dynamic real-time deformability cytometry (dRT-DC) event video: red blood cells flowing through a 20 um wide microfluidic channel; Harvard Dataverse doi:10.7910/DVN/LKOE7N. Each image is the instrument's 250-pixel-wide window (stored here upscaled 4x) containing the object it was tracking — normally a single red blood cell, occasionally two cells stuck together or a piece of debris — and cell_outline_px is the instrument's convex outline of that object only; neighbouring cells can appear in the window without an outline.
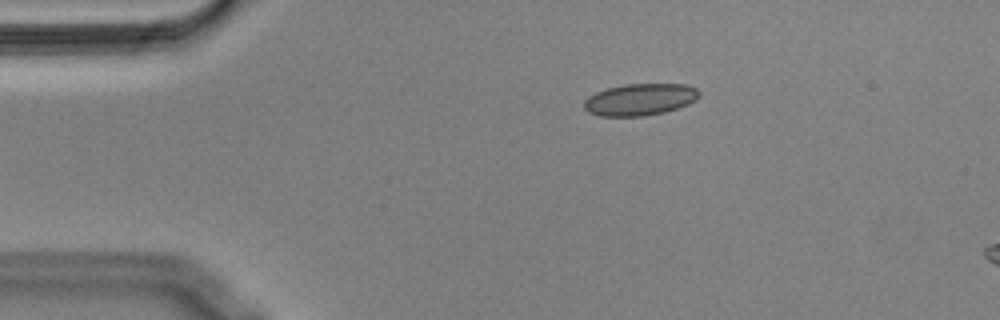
{"species": "Egyptian fruit bat (a non-hibernating species)", "species_latin": "Rousettus aegyptiacus", "temperature_condition": "cold", "stored_images_in_passage": 10, "camera_frame_rate_fps": 3000, "um_per_image_px": 0.085, "animal": {"sex": "male"}, "frame": {"image": 1, "passage_image": 4, "time_ms": 1.0, "image_size_px": [1000, 320], "cell_outline_px": [[700, 96], [696, 100], [688, 104], [664, 112], [644, 116], [600, 116], [588, 112], [584, 108], [584, 100], [588, 96], [596, 92], [608, 88], [624, 84], [684, 84], [696, 88], [700, 92]], "centroid_in_image_um": [54.39, 8.46], "position_along_channel_um": 30.6, "area_um2": 21.39}}